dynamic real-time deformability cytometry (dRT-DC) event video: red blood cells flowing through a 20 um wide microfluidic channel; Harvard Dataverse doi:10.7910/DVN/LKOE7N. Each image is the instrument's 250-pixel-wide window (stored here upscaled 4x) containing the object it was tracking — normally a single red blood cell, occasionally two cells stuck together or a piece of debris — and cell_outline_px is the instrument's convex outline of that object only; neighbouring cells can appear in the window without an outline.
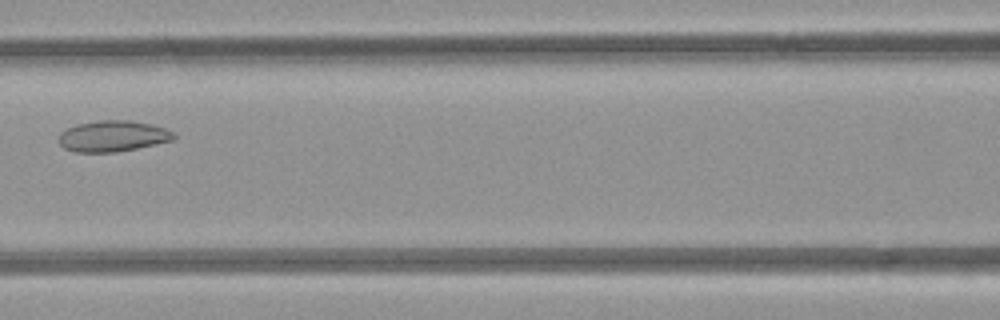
{"species": "common noctule bat (a hibernating species)", "species_latin": "Nyctalus noctula", "temperature_condition": "room temperature", "stored_images_in_passage": 8, "camera_frame_rate_fps": 3000, "um_per_image_px": 0.085, "animal": {"sex": "female", "body_mass_g": 21.9}, "frame": {"image": 1, "passage_image": 7, "time_ms": 8.0, "image_size_px": [1000, 320], "cell_outline_px": [[176, 136], [172, 140], [156, 144], [116, 152], [76, 152], [64, 148], [60, 144], [60, 132], [76, 124], [100, 120], [132, 120], [152, 124], [164, 128], [172, 132]], "centroid_in_image_um": [9.59, 11.56], "position_along_channel_um": 157.0, "area_um2": 20.69}}
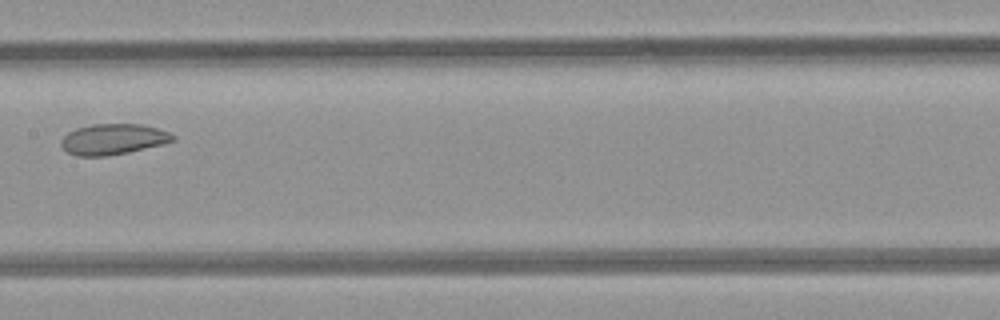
{"frame": {"image": 2, "passage_image": 8, "time_ms": 9.0, "image_size_px": [1000, 320], "cell_outline_px": [[176, 140], [164, 144], [128, 152], [104, 156], [76, 156], [68, 152], [60, 144], [60, 140], [68, 132], [76, 128], [92, 124], [144, 124], [168, 132], [176, 136]], "centroid_in_image_um": [9.62, 11.83], "position_along_channel_um": 197.8, "area_um2": 20.06}}